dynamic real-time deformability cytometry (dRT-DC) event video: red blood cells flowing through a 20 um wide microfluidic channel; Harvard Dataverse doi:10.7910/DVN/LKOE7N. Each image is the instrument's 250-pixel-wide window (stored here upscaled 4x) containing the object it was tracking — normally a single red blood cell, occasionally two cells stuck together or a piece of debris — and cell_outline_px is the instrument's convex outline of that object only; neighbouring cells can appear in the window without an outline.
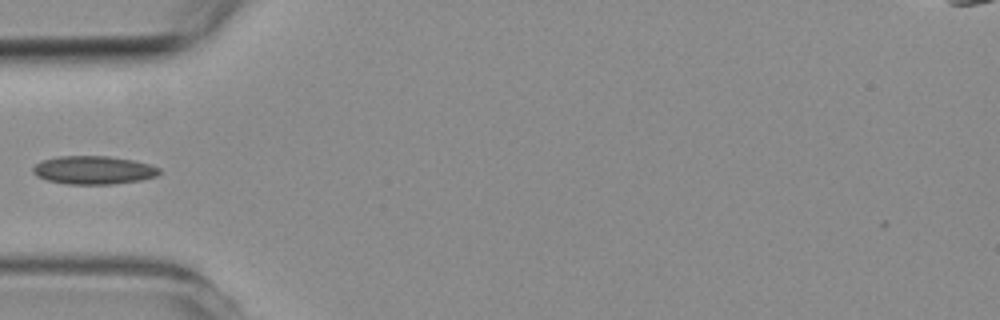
{"species": "common noctule bat (a hibernating species)", "species_latin": "Nyctalus noctula", "temperature_condition": "room temperature", "stored_images_in_passage": 6, "camera_frame_rate_fps": 3000, "um_per_image_px": 0.085, "animal": {"sex": "female", "body_mass_g": 19.3, "forearm_length_mm": 54.1}, "frame": {"image": 1, "passage_image": 5, "time_ms": 4.667, "image_size_px": [1000, 320], "cell_outline_px": [[160, 172], [156, 176], [140, 180], [112, 184], [68, 184], [48, 180], [36, 176], [32, 172], [32, 168], [40, 160], [60, 156], [108, 156], [132, 160], [148, 164], [160, 168]], "centroid_in_image_um": [7.92, 14.45], "position_along_channel_um": 77.1, "area_um2": 20.75}}
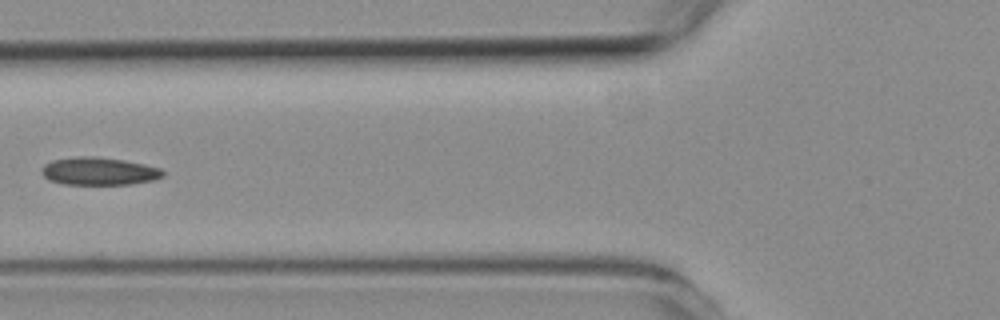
{"frame": {"image": 2, "passage_image": 6, "time_ms": 5.667, "image_size_px": [1000, 320], "cell_outline_px": [[164, 176], [156, 180], [132, 184], [64, 184], [48, 180], [40, 172], [40, 168], [44, 164], [52, 160], [72, 156], [96, 156], [124, 160], [144, 164], [160, 168], [164, 172]], "centroid_in_image_um": [8.39, 14.54], "position_along_channel_um": 117.4, "area_um2": 19.94}}